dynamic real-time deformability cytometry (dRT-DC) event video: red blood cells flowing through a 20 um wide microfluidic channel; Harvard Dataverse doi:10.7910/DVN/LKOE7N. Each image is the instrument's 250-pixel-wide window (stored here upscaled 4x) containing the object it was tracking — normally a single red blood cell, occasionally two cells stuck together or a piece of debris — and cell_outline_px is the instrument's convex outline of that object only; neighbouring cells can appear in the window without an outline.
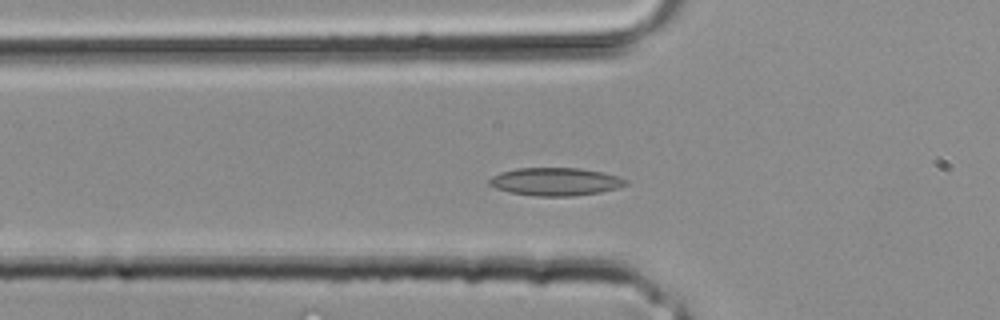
{"species": "common noctule bat (a hibernating species)", "species_latin": "Nyctalus noctula", "temperature_condition": "room temperature", "stored_images_in_passage": 10, "camera_frame_rate_fps": 3000, "um_per_image_px": 0.085, "animal": {"sex": "male", "body_mass_g": 20.4}, "frame": {"image": 1, "passage_image": 9, "time_ms": 2.667, "image_size_px": [1000, 320], "cell_outline_px": [[628, 184], [616, 188], [600, 192], [572, 196], [536, 196], [508, 192], [496, 188], [488, 184], [488, 180], [492, 176], [500, 172], [516, 168], [580, 168], [600, 172], [616, 176], [628, 180]], "centroid_in_image_um": [47.17, 15.44], "position_along_channel_um": 78.6, "area_um2": 22.14}}